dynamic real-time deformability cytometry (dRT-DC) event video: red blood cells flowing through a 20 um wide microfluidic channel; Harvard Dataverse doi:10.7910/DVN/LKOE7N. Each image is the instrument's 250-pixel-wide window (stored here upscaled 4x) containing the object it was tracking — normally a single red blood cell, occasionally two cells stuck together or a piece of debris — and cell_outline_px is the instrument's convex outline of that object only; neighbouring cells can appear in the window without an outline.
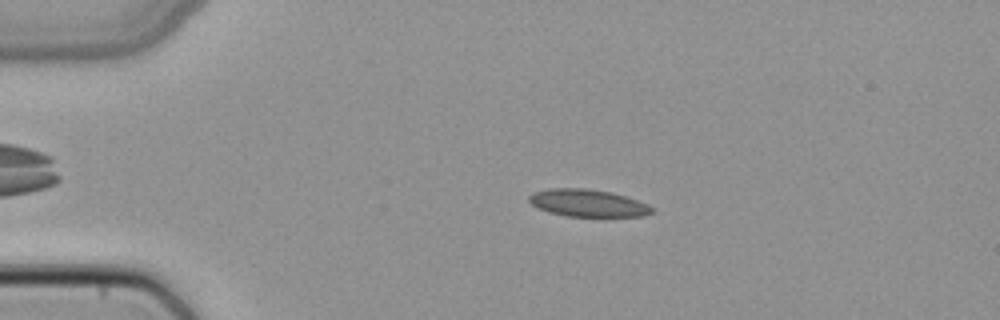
{"species": "common noctule bat (a hibernating species)", "species_latin": "Nyctalus noctula", "temperature_condition": "cold", "stored_images_in_passage": 50, "camera_frame_rate_fps": 3000, "um_per_image_px": 0.085, "animal": {"sex": "female", "body_mass_g": 22.7, "forearm_length_mm": 54.2}, "frame": {"image": 1, "passage_image": 11, "time_ms": 3.333, "image_size_px": [1000, 320], "cell_outline_px": [[652, 212], [644, 216], [604, 220], [564, 216], [548, 212], [536, 208], [528, 200], [528, 196], [532, 192], [548, 188], [584, 188], [612, 192], [648, 204], [652, 208]], "centroid_in_image_um": [49.97, 17.32], "position_along_channel_um": 35.0, "area_um2": 20.75}}
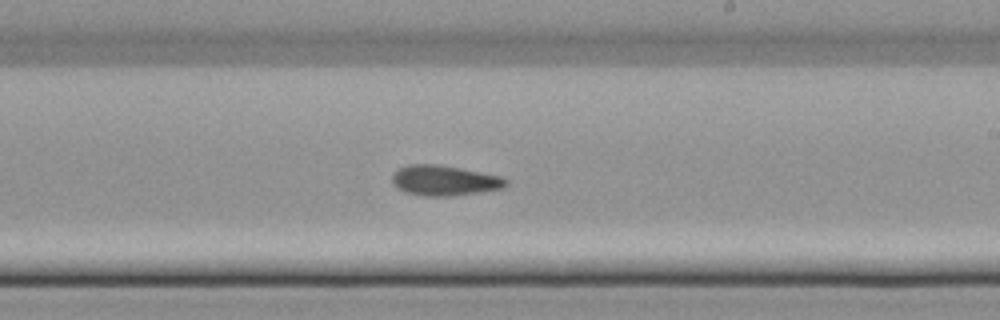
{"frame": {"image": 2, "passage_image": 30, "time_ms": 9.667, "image_size_px": [1000, 320], "cell_outline_px": [[508, 184], [504, 188], [448, 196], [424, 196], [404, 192], [396, 188], [392, 184], [392, 172], [396, 168], [408, 164], [436, 164], [460, 168], [504, 176], [508, 180]], "centroid_in_image_um": [37.73, 15.33], "position_along_channel_um": 251.3, "area_um2": 20.35}}
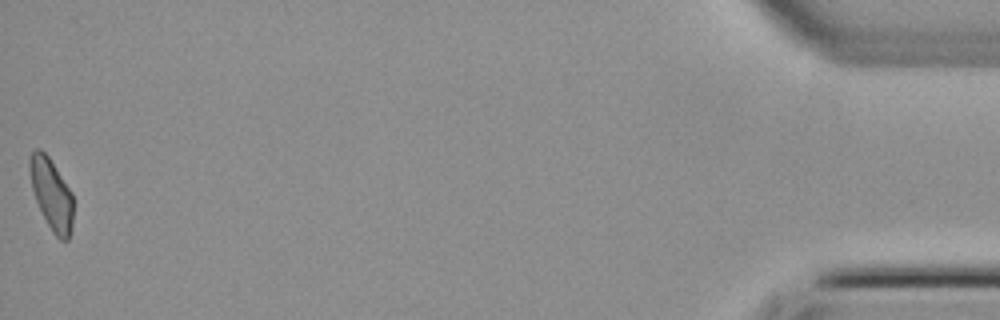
{"frame": {"image": 3, "passage_image": 50, "time_ms": 16.333, "image_size_px": [1000, 320], "cell_outline_px": [[72, 232], [68, 240], [60, 240], [52, 232], [36, 200], [32, 188], [28, 168], [28, 156], [36, 148], [40, 148], [48, 156], [72, 192]], "centroid_in_image_um": [4.36, 16.48], "position_along_channel_um": 430.8, "area_um2": 18.03}}